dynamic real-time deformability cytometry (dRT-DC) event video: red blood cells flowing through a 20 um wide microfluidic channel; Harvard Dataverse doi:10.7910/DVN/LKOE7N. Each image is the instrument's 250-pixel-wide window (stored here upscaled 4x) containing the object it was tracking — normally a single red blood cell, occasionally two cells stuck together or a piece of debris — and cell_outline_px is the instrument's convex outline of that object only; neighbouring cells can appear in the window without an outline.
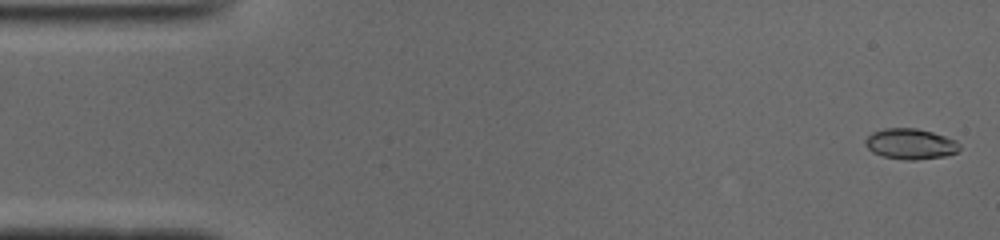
{"species": "common noctule bat (a hibernating species)", "species_latin": "Nyctalus noctula", "temperature_condition": "cold", "stored_images_in_passage": 50, "camera_frame_rate_fps": 3000, "um_per_image_px": 0.085, "animal": {"sex": "male", "body_mass_g": 19.0, "forearm_length_mm": 50.8}, "frame": {"image": 1, "passage_image": 1, "time_ms": 0.0, "image_size_px": [1000, 240], "cell_outline_px": [[960, 148], [956, 152], [944, 156], [916, 160], [904, 160], [884, 156], [872, 152], [864, 144], [864, 140], [872, 132], [884, 128], [916, 128], [932, 132], [956, 140], [960, 144]], "centroid_in_image_um": [77.37, 12.23], "position_along_channel_um": 7.6, "area_um2": 16.82}}
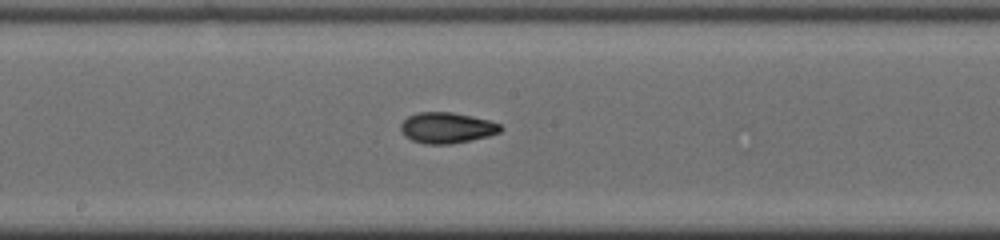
{"frame": {"image": 2, "passage_image": 26, "time_ms": 8.333, "image_size_px": [1000, 240], "cell_outline_px": [[504, 128], [500, 132], [488, 136], [448, 144], [424, 144], [412, 140], [404, 136], [400, 128], [400, 124], [408, 116], [416, 112], [452, 112], [472, 116], [488, 120], [500, 124]], "centroid_in_image_um": [37.96, 10.85], "position_along_channel_um": 210.2, "area_um2": 17.92}}
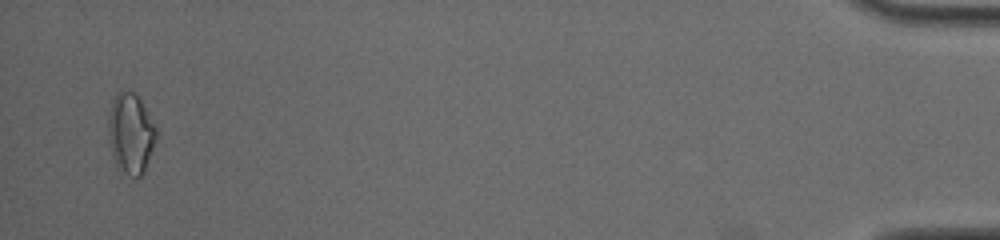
{"frame": {"image": 3, "passage_image": 49, "time_ms": 16.0, "image_size_px": [1000, 240], "cell_outline_px": [[156, 140], [144, 172], [140, 176], [128, 176], [116, 164], [112, 152], [108, 132], [108, 124], [112, 100], [116, 92], [136, 92], [156, 124]], "centroid_in_image_um": [11.14, 11.31], "position_along_channel_um": 424.1, "area_um2": 22.31}, "authors_computed_cell_mechanics": {"area_um2": 17.3978, "velocity_mm_per_s": 3.9403, "shape_relaxation_time_tau1_ms": 4.9917, "shape_relaxation_time_tau2_ms": 2.344, "deformation_change_tau1": 0.1518, "deformation_change_tau2": 0.0728}}